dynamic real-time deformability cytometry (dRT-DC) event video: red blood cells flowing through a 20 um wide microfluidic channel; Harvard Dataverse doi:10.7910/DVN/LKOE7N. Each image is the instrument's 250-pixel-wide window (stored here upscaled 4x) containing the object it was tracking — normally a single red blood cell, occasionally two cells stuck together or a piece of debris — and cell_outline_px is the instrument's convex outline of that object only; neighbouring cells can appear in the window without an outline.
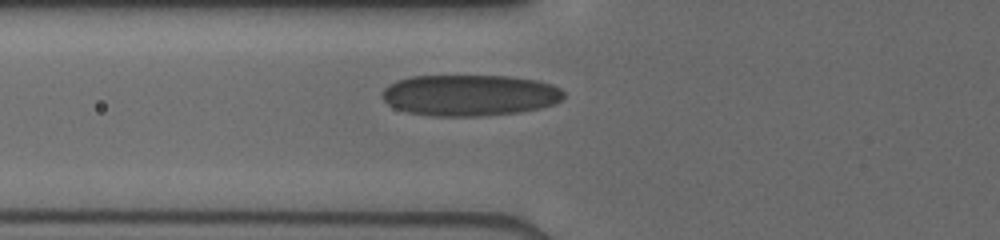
{"species": "human", "species_latin": "Homo sapiens", "temperature_condition": "cold", "stored_images_in_passage": 18, "camera_frame_rate_fps": 3000, "um_per_image_px": 0.085, "donor": {"sex": "male"}, "frame": {"image": 1, "passage_image": 5, "time_ms": 2.667, "image_size_px": [1000, 240], "cell_outline_px": [[564, 96], [560, 100], [552, 104], [540, 108], [520, 112], [480, 116], [432, 116], [408, 112], [396, 108], [388, 104], [380, 96], [380, 92], [388, 84], [396, 80], [412, 76], [508, 76], [536, 80], [552, 84], [560, 88], [564, 92]], "centroid_in_image_um": [39.89, 8.09], "position_along_channel_um": 85.9, "area_um2": 43.81}}
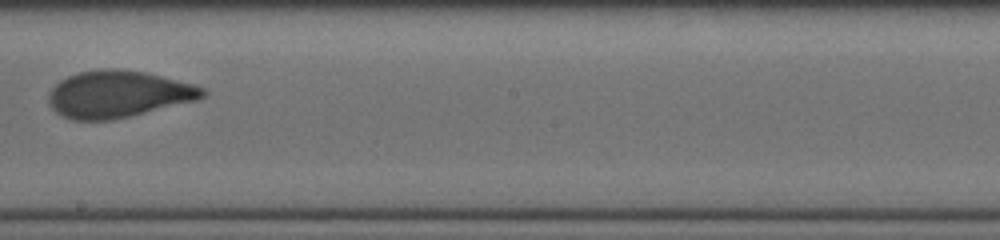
{"frame": {"image": 2, "passage_image": 11, "time_ms": 6.333, "image_size_px": [1000, 240], "cell_outline_px": [[208, 92], [204, 96], [196, 100], [112, 120], [72, 120], [56, 112], [48, 104], [48, 96], [52, 88], [60, 80], [68, 76], [80, 72], [104, 68], [116, 68], [144, 72], [192, 84], [204, 88]], "centroid_in_image_um": [10.01, 8.0], "position_along_channel_um": 238.2, "area_um2": 41.73}}
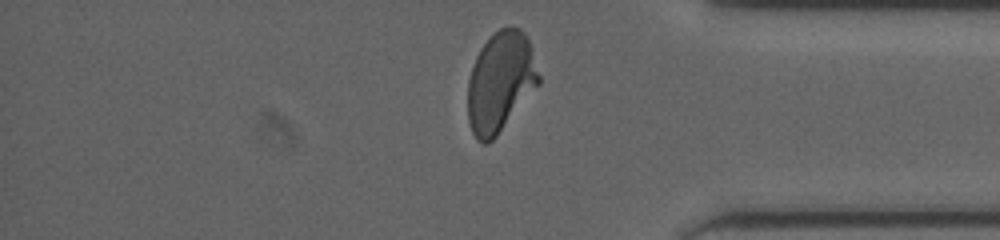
{"frame": {"image": 3, "passage_image": 18, "time_ms": 10.333, "image_size_px": [1000, 240], "cell_outline_px": [[540, 84], [496, 136], [488, 144], [484, 144], [476, 140], [472, 132], [468, 120], [468, 80], [476, 56], [480, 48], [492, 32], [500, 28], [520, 28], [524, 32], [528, 40], [540, 76]], "centroid_in_image_um": [42.52, 6.97], "position_along_channel_um": 392.7, "area_um2": 41.38}}